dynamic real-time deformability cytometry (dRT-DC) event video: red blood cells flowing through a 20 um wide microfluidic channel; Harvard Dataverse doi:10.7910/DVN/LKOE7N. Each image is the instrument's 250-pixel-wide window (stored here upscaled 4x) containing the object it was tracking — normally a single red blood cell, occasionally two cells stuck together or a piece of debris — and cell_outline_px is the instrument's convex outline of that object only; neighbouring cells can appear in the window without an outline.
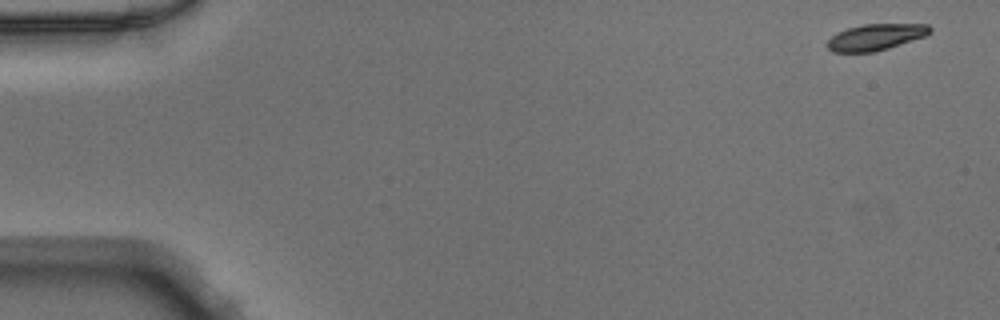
{"species": "Egyptian fruit bat (a non-hibernating species)", "species_latin": "Rousettus aegyptiacus", "temperature_condition": "warm", "stored_images_in_passage": 49, "camera_frame_rate_fps": 3000, "um_per_image_px": 0.085, "animal": {"sex": "male"}, "frame": {"image": 1, "passage_image": 1, "time_ms": 0.0, "image_size_px": [1000, 320], "cell_outline_px": [[932, 32], [924, 36], [876, 52], [832, 52], [828, 48], [828, 40], [836, 32], [848, 28], [864, 24], [928, 24], [932, 28]], "centroid_in_image_um": [74.43, 3.15], "position_along_channel_um": 10.6, "area_um2": 15.66}}
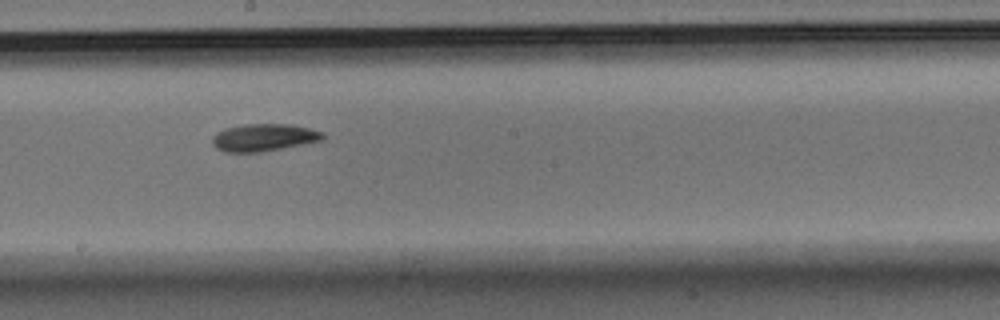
{"frame": {"image": 2, "passage_image": 27, "time_ms": 8.667, "image_size_px": [1000, 320], "cell_outline_px": [[324, 140], [304, 144], [260, 152], [224, 152], [216, 148], [212, 144], [212, 136], [216, 132], [224, 128], [244, 124], [288, 124], [308, 128], [324, 132]], "centroid_in_image_um": [22.4, 11.68], "position_along_channel_um": 225.8, "area_um2": 17.74}}
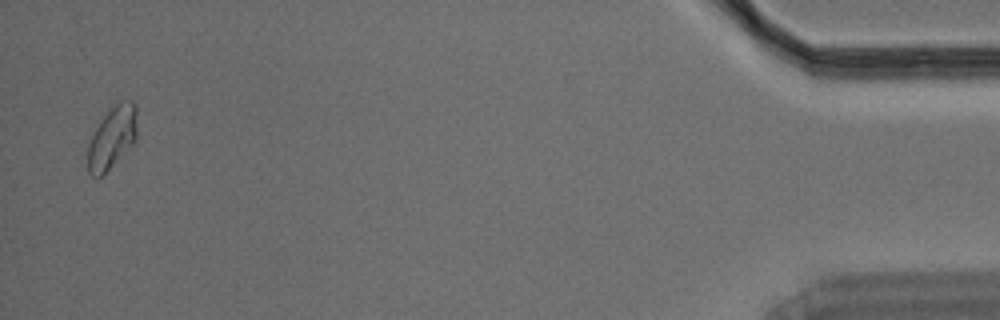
{"frame": {"image": 3, "passage_image": 48, "time_ms": 15.667, "image_size_px": [1000, 320], "cell_outline_px": [[136, 140], [100, 176], [92, 176], [88, 172], [88, 144], [96, 128], [104, 116], [120, 100], [132, 100], [136, 104]], "centroid_in_image_um": [9.54, 11.65], "position_along_channel_um": 425.7, "area_um2": 17.28}}